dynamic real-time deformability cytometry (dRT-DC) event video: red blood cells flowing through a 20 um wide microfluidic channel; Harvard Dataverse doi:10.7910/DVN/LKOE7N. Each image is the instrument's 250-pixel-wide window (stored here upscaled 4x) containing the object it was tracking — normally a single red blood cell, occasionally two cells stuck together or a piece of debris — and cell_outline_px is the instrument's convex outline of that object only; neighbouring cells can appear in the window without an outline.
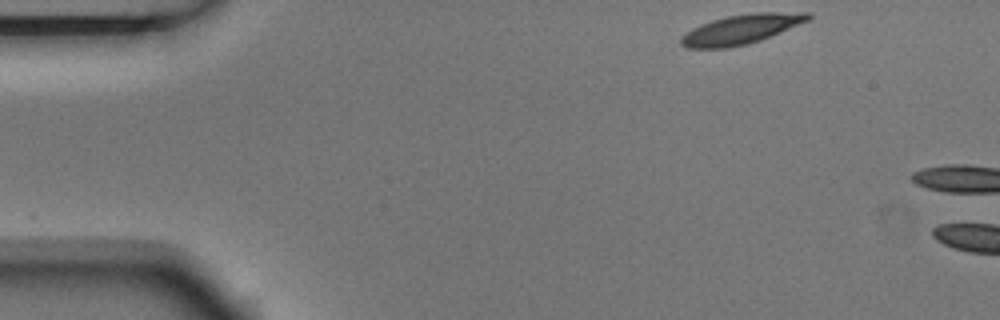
{"species": "Egyptian fruit bat (a non-hibernating species)", "species_latin": "Rousettus aegyptiacus", "temperature_condition": "room temperature", "stored_images_in_passage": 2, "camera_frame_rate_fps": 3000, "um_per_image_px": 0.085, "animal": {"sex": "male"}, "frame": {"image": 1, "passage_image": 1, "time_ms": 0.0, "image_size_px": [1000, 320], "cell_outline_px": [[812, 16], [808, 20], [760, 40], [748, 44], [728, 48], [688, 48], [680, 44], [680, 36], [692, 28], [700, 24], [712, 20], [728, 16], [752, 12], [812, 12]], "centroid_in_image_um": [62.97, 2.48], "position_along_channel_um": 22.0, "area_um2": 21.85}}